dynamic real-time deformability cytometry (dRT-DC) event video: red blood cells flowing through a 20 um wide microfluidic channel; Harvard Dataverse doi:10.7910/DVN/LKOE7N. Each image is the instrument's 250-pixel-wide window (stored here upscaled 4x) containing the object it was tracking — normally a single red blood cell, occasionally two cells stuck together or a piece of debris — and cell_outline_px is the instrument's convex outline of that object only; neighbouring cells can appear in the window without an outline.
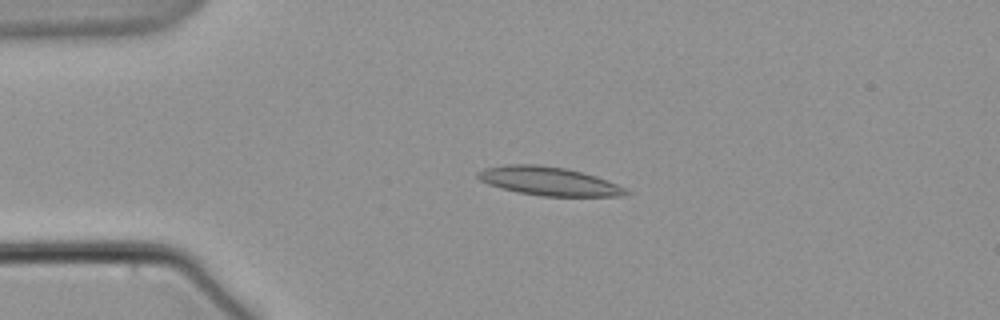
{"species": "common noctule bat (a hibernating species)", "species_latin": "Nyctalus noctula", "temperature_condition": "warm", "stored_images_in_passage": 5, "camera_frame_rate_fps": 3000, "um_per_image_px": 0.085, "animal": {"sex": "male", "body_mass_g": 21.5, "forearm_length_mm": 52.0}, "frame": {"image": 1, "passage_image": 4, "time_ms": 4.667, "image_size_px": [1000, 320], "cell_outline_px": [[632, 192], [620, 196], [540, 196], [516, 192], [500, 188], [488, 184], [480, 180], [476, 176], [476, 172], [484, 168], [508, 164], [536, 164], [564, 168], [596, 176], [616, 184]], "centroid_in_image_um": [46.59, 15.4], "position_along_channel_um": 38.4, "area_um2": 24.62}}